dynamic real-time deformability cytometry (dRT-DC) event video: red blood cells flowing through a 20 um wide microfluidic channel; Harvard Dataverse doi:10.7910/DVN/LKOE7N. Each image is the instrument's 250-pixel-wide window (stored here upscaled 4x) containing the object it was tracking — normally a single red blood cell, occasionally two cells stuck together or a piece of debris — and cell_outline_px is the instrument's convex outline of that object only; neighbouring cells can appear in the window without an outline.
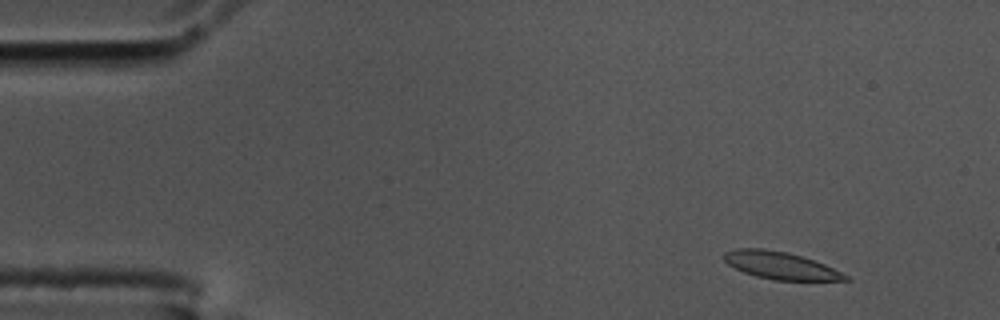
{"species": "common noctule bat (a hibernating species)", "species_latin": "Nyctalus noctula", "temperature_condition": "cold", "stored_images_in_passage": 56, "camera_frame_rate_fps": 3000, "um_per_image_px": 0.085, "animal": {"sex": "male", "body_mass_g": 17.5, "forearm_length_mm": 52.3}, "frame": {"image": 1, "passage_image": 5, "time_ms": 1.333, "image_size_px": [1000, 320], "cell_outline_px": [[852, 280], [776, 280], [756, 276], [744, 272], [728, 264], [724, 260], [724, 252], [736, 248], [764, 248], [788, 252], [824, 264], [848, 276]], "centroid_in_image_um": [66.31, 22.55], "position_along_channel_um": 18.7, "area_um2": 19.07}}
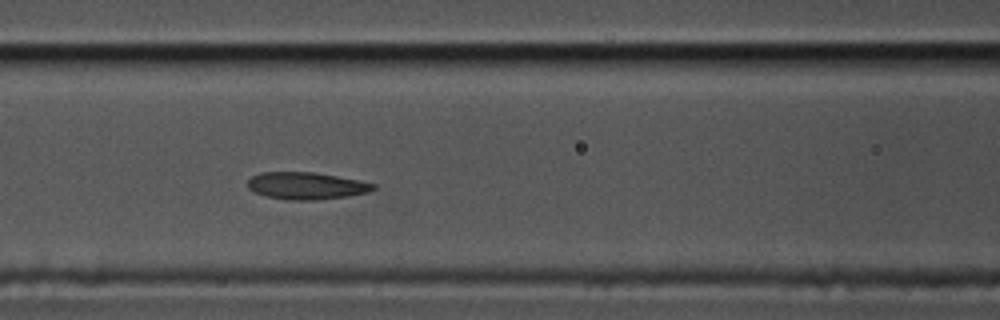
{"frame": {"image": 2, "passage_image": 23, "time_ms": 7.333, "image_size_px": [1000, 320], "cell_outline_px": [[376, 188], [368, 192], [344, 196], [316, 200], [288, 200], [268, 196], [256, 192], [248, 188], [248, 180], [252, 176], [260, 172], [312, 172], [360, 180], [376, 184]], "centroid_in_image_um": [26.04, 15.78], "position_along_channel_um": 140.6, "area_um2": 19.65}}
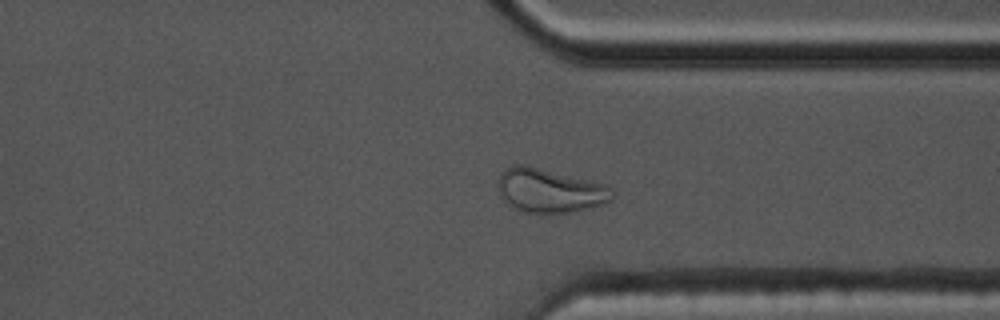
{"frame": {"image": 3, "passage_image": 42, "time_ms": 13.667, "image_size_px": [1000, 320], "cell_outline_px": [[616, 196], [612, 200], [588, 208], [572, 212], [540, 216], [524, 212], [512, 208], [500, 196], [500, 172], [504, 168], [516, 164], [524, 164], [604, 184], [612, 188], [616, 192]], "centroid_in_image_um": [46.73, 16.24], "position_along_channel_um": 364.7, "area_um2": 29.71}, "authors_computed_cell_mechanics": {"area_um2": 20.3745, "velocity_mm_per_s": 3.5444, "shape_relaxation_time_tau1_ms": null, "shape_relaxation_time_tau2_ms": 2.3447, "deformation_change_tau1": null, "deformation_change_tau2": 0.0725}}